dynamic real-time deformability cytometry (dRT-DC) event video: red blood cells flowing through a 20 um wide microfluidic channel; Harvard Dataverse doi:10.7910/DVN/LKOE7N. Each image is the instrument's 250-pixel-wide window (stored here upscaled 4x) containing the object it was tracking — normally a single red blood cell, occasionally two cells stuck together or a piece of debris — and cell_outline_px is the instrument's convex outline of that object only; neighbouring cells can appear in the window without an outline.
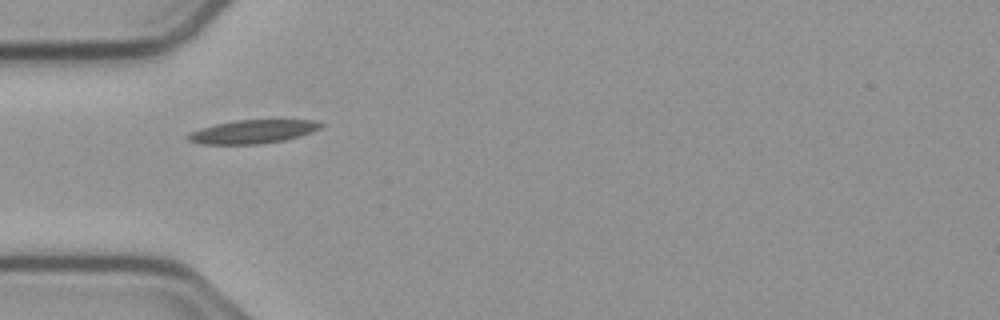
{"species": "common noctule bat (a hibernating species)", "species_latin": "Nyctalus noctula", "temperature_condition": "cold", "stored_images_in_passage": 34, "camera_frame_rate_fps": 3000, "um_per_image_px": 0.085, "animal": {"sex": "male", "body_mass_g": 23.1, "forearm_length_mm": 52.7}, "frame": {"image": 1, "passage_image": 1, "time_ms": 0.0, "image_size_px": [1000, 320], "cell_outline_px": [[328, 124], [312, 132], [300, 136], [284, 140], [260, 144], [200, 144], [188, 140], [184, 136], [200, 128], [216, 124], [236, 120], [316, 120]], "centroid_in_image_um": [21.52, 11.19], "position_along_channel_um": 63.5, "area_um2": 18.32}}
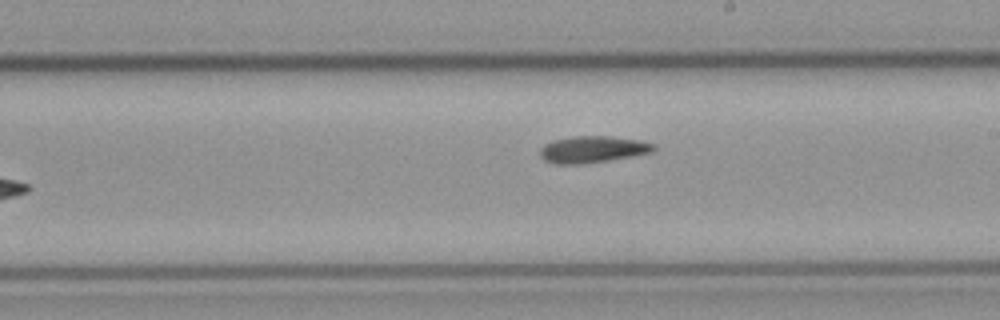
{"frame": {"image": 2, "passage_image": 15, "time_ms": 4.667, "image_size_px": [1000, 320], "cell_outline_px": [[656, 148], [652, 152], [608, 160], [580, 164], [556, 164], [544, 160], [540, 156], [540, 148], [544, 144], [552, 140], [572, 136], [612, 136], [640, 140], [656, 144]], "centroid_in_image_um": [50.36, 12.68], "position_along_channel_um": 238.6, "area_um2": 17.74}}
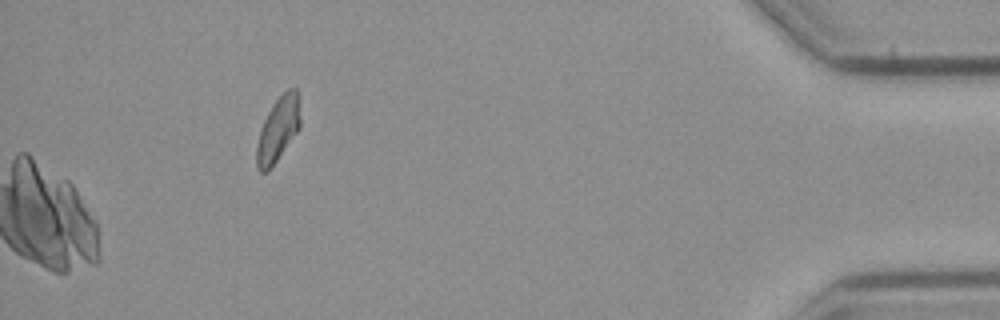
{"frame": {"image": 3, "passage_image": 34, "time_ms": 11.0, "image_size_px": [1000, 320], "cell_outline_px": [[300, 128], [268, 172], [260, 172], [256, 164], [256, 144], [264, 120], [272, 104], [288, 88], [296, 88], [300, 96]], "centroid_in_image_um": [23.65, 10.97], "position_along_channel_um": 411.5, "area_um2": 16.53}}